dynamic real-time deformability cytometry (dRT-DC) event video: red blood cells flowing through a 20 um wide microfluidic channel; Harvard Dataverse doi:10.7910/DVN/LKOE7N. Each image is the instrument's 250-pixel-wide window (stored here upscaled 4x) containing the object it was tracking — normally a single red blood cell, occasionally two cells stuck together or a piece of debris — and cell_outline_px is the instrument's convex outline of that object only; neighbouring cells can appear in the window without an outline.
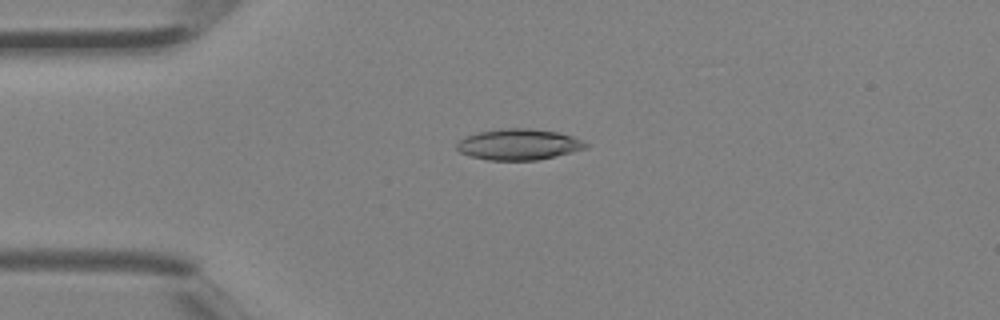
{"species": "Egyptian fruit bat (a non-hibernating species)", "species_latin": "Rousettus aegyptiacus", "temperature_condition": "room temperature", "stored_images_in_passage": 3, "camera_frame_rate_fps": 3000, "um_per_image_px": 0.085, "animal": {"sex": "female"}, "frame": {"image": 1, "passage_image": 3, "time_ms": 0.667, "image_size_px": [1000, 320], "cell_outline_px": [[588, 144], [584, 148], [556, 156], [536, 160], [488, 160], [472, 156], [460, 152], [456, 148], [456, 144], [460, 140], [468, 136], [480, 132], [500, 128], [528, 128], [556, 132], [572, 136]], "centroid_in_image_um": [44.06, 12.27], "position_along_channel_um": 40.9, "area_um2": 22.89}}